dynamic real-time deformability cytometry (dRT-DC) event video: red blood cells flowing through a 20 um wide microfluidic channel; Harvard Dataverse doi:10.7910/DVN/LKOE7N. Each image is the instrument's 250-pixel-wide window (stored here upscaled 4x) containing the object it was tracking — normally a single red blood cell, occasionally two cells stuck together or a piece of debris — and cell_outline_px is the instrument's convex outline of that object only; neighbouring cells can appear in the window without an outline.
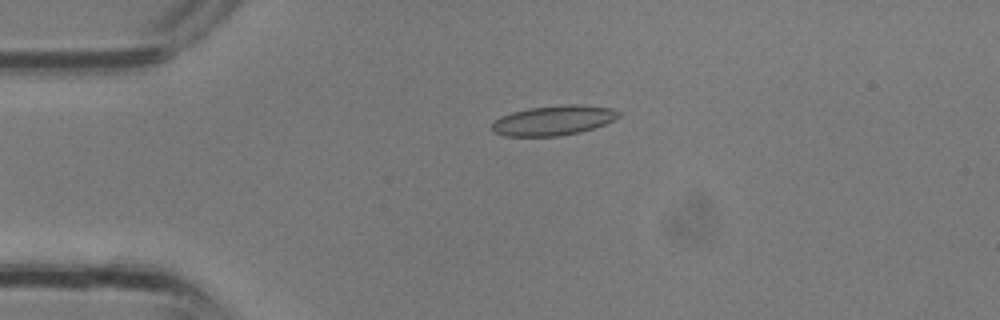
{"species": "common noctule bat (a hibernating species)", "species_latin": "Nyctalus noctula", "temperature_condition": "room temperature", "stored_images_in_passage": 1, "camera_frame_rate_fps": 3000, "um_per_image_px": 0.085, "animal": {"sex": "male", "body_mass_g": 13.3}, "frame": {"image": 1, "passage_image": 1, "time_ms": 0.0, "image_size_px": [1000, 320], "cell_outline_px": [[620, 116], [604, 124], [580, 132], [560, 136], [504, 136], [492, 132], [492, 124], [500, 116], [512, 112], [528, 108], [564, 104], [580, 104], [612, 108], [620, 112]], "centroid_in_image_um": [47.03, 10.23], "position_along_channel_um": 38.0, "area_um2": 22.08}}